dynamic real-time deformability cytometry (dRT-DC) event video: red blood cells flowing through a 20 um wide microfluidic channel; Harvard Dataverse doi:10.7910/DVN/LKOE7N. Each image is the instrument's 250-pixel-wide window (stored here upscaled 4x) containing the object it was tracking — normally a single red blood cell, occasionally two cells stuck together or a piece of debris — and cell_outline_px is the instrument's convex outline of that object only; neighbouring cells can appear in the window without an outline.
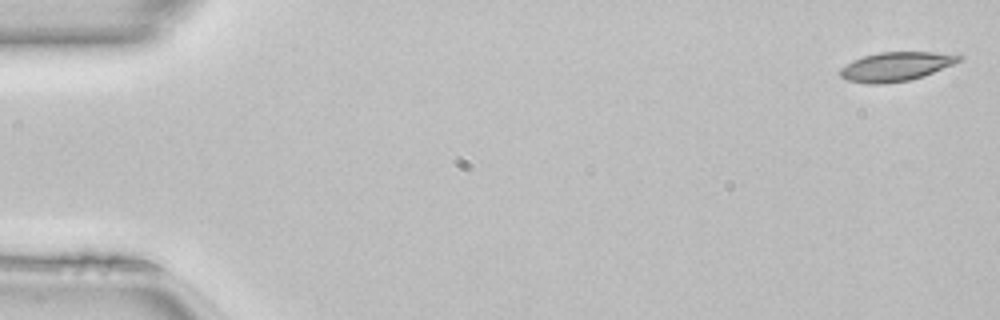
{"species": "common noctule bat (a hibernating species)", "species_latin": "Nyctalus noctula", "temperature_condition": "room temperature", "stored_images_in_passage": 49, "camera_frame_rate_fps": 3000, "um_per_image_px": 0.085, "animal": {"sex": "female", "body_mass_g": 22.7, "forearm_length_mm": 54.2}, "frame": {"image": 1, "passage_image": 1, "time_ms": 0.0, "image_size_px": [1000, 320], "cell_outline_px": [[964, 56], [960, 60], [952, 64], [932, 72], [908, 80], [884, 84], [868, 84], [848, 80], [840, 76], [840, 68], [852, 60], [864, 56], [880, 52], [960, 52]], "centroid_in_image_um": [76.18, 5.63], "position_along_channel_um": 8.8, "area_um2": 20.11}}
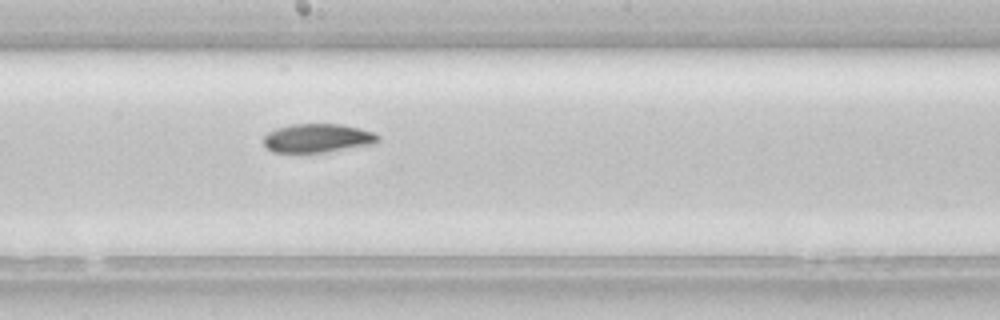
{"frame": {"image": 2, "passage_image": 27, "time_ms": 8.667, "image_size_px": [1000, 320], "cell_outline_px": [[380, 140], [376, 144], [300, 156], [272, 152], [264, 144], [264, 136], [268, 132], [276, 128], [292, 124], [340, 124], [360, 128], [372, 132], [380, 136]], "centroid_in_image_um": [26.96, 11.79], "position_along_channel_um": 221.2, "area_um2": 20.0}}
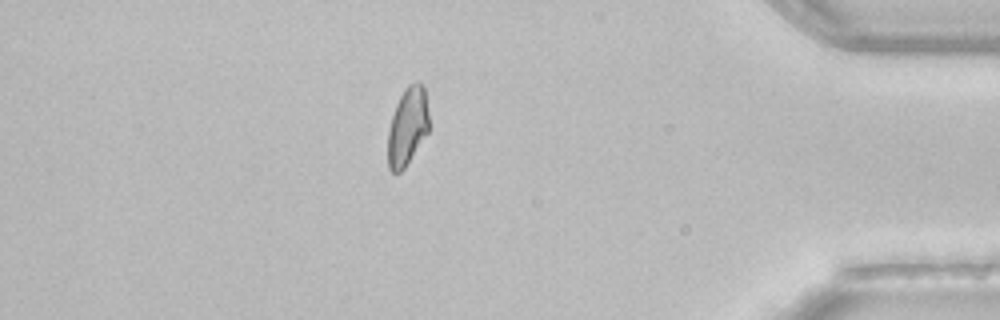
{"frame": {"image": 3, "passage_image": 43, "time_ms": 14.0, "image_size_px": [1000, 320], "cell_outline_px": [[428, 132], [404, 168], [400, 172], [392, 172], [388, 168], [388, 128], [396, 104], [404, 88], [408, 84], [416, 80], [420, 80], [424, 84], [428, 112]], "centroid_in_image_um": [34.64, 10.69], "position_along_channel_um": 400.6, "area_um2": 18.79}, "authors_computed_cell_mechanics": {"area_um2": 20.0566, "velocity_mm_per_s": 4.1212, "shape_relaxation_time_tau1_ms": 8.66, "shape_relaxation_time_tau2_ms": null, "deformation_change_tau1": 0.1973, "deformation_change_tau2": null}}